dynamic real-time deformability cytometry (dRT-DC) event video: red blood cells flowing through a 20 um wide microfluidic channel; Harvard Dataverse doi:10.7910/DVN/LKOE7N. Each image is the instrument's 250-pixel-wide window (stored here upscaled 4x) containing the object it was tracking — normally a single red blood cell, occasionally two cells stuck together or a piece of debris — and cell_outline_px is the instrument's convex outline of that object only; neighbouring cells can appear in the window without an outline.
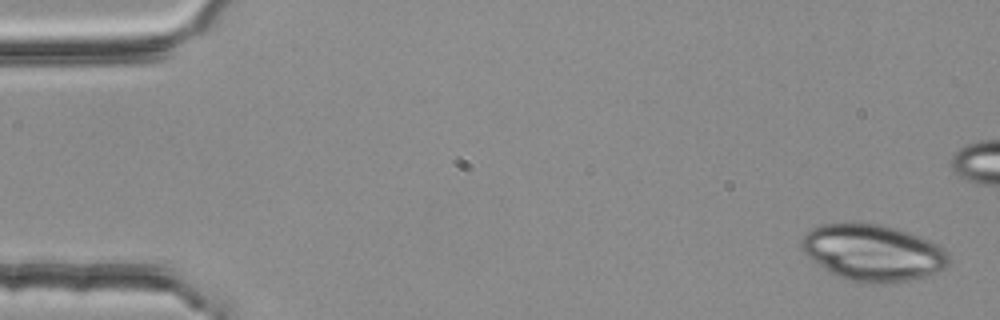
{"species": "common noctule bat (a hibernating species)", "species_latin": "Nyctalus noctula", "temperature_condition": "room temperature", "stored_images_in_passage": 7, "segment_of_instrument_passage": [1, 2], "camera_frame_rate_fps": 3000, "um_per_image_px": 0.085, "animal": {"sex": "female", "body_mass_g": 25.1}, "frame": {"image": 1, "passage_image": 1, "time_ms": 0.0, "image_size_px": [1000, 320], "cell_outline_px": [[948, 264], [944, 268], [936, 272], [916, 280], [864, 284], [848, 280], [824, 268], [808, 256], [800, 248], [800, 240], [812, 228], [820, 224], [876, 224], [896, 228], [928, 240], [944, 248], [948, 256]], "centroid_in_image_um": [74.2, 21.49], "position_along_channel_um": 10.8, "area_um2": 47.86}}